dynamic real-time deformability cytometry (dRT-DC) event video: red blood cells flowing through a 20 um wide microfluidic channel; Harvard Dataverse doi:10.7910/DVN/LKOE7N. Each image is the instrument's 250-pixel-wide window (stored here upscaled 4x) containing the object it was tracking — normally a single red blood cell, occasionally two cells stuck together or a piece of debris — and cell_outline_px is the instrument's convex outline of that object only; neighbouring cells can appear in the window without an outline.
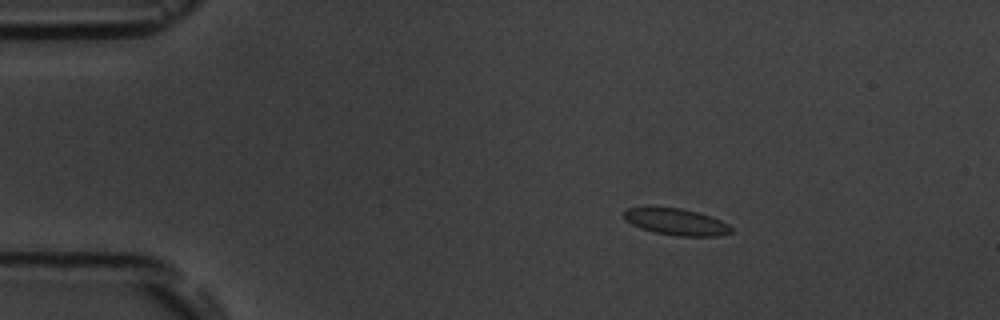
{"species": "common noctule bat (a hibernating species)", "species_latin": "Nyctalus noctula", "temperature_condition": "room temperature", "stored_images_in_passage": 4, "camera_frame_rate_fps": 3000, "um_per_image_px": 0.085, "animal": {"sex": "male", "body_mass_g": 19.5, "forearm_length_mm": 54.6}, "frame": {"image": 1, "passage_image": 2, "time_ms": 2.0, "image_size_px": [1000, 320], "cell_outline_px": [[732, 232], [720, 236], [680, 236], [652, 232], [640, 228], [624, 220], [624, 212], [628, 208], [648, 204], [680, 208], [696, 212], [720, 220], [728, 224], [732, 228]], "centroid_in_image_um": [57.39, 18.82], "position_along_channel_um": 27.6, "area_um2": 17.11}}